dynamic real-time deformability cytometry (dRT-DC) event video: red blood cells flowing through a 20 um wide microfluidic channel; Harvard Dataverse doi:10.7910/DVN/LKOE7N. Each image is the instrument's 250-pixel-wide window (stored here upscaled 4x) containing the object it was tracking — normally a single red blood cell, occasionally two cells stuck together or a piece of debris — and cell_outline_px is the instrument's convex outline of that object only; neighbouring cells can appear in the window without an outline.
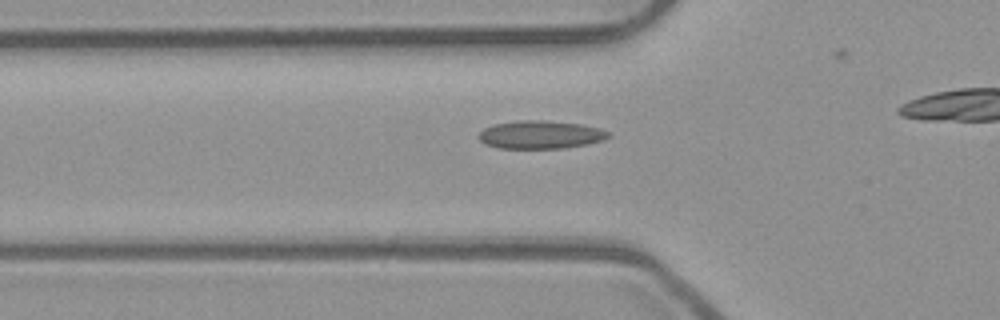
{"species": "common noctule bat (a hibernating species)", "species_latin": "Nyctalus noctula", "temperature_condition": "room temperature", "stored_images_in_passage": 38, "camera_frame_rate_fps": 3000, "um_per_image_px": 0.085, "animal": {"sex": "male", "body_mass_g": 23.1, "forearm_length_mm": 52.7}, "frame": {"image": 1, "passage_image": 14, "time_ms": 4.333, "image_size_px": [1000, 320], "cell_outline_px": [[608, 136], [604, 140], [588, 144], [560, 148], [500, 148], [484, 144], [476, 136], [484, 128], [492, 124], [520, 120], [544, 120], [580, 124], [600, 128], [608, 132]], "centroid_in_image_um": [45.89, 11.44], "position_along_channel_um": 79.9, "area_um2": 21.21}}
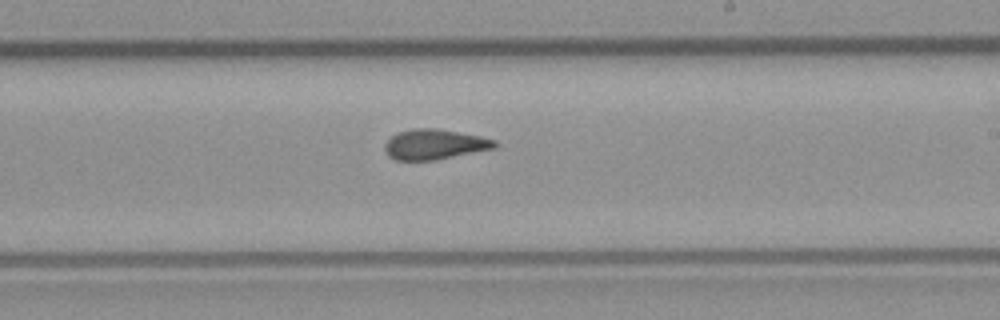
{"frame": {"image": 2, "passage_image": 27, "time_ms": 8.667, "image_size_px": [1000, 320], "cell_outline_px": [[500, 144], [496, 148], [436, 160], [396, 160], [388, 156], [384, 148], [384, 144], [392, 136], [400, 132], [412, 128], [436, 128], [480, 136], [496, 140]], "centroid_in_image_um": [36.97, 12.27], "position_along_channel_um": 252.0, "area_um2": 19.42}}
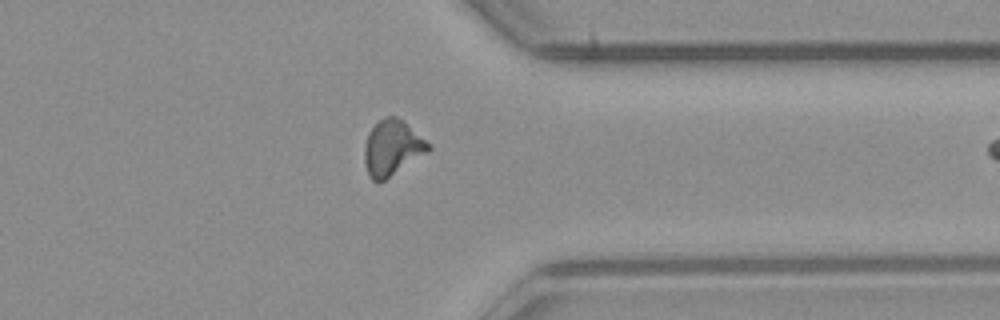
{"frame": {"image": 3, "passage_image": 37, "time_ms": 12.0, "image_size_px": [1000, 320], "cell_outline_px": [[432, 148], [428, 152], [384, 180], [372, 180], [368, 176], [364, 160], [364, 148], [368, 132], [384, 116], [396, 116], [432, 144]], "centroid_in_image_um": [33.34, 12.56], "position_along_channel_um": 378.1, "area_um2": 20.46}}